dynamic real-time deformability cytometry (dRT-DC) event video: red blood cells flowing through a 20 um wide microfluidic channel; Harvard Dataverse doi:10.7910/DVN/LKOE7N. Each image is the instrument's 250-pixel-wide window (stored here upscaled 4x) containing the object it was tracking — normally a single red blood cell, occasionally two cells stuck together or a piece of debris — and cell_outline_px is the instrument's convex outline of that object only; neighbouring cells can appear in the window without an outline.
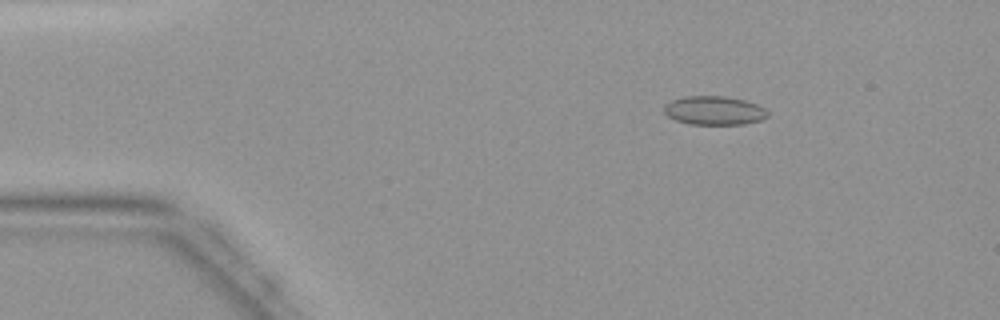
{"species": "common noctule bat (a hibernating species)", "species_latin": "Nyctalus noctula", "temperature_condition": "warm", "stored_images_in_passage": 45, "camera_frame_rate_fps": 3000, "um_per_image_px": 0.085, "animal": {"sex": "female", "body_mass_g": 19.9}, "frame": {"image": 1, "passage_image": 7, "time_ms": 2.0, "image_size_px": [1000, 320], "cell_outline_px": [[768, 116], [764, 120], [744, 124], [688, 124], [676, 120], [668, 116], [664, 112], [664, 104], [672, 100], [684, 96], [724, 96], [744, 100], [756, 104], [764, 108], [768, 112]], "centroid_in_image_um": [60.71, 9.39], "position_along_channel_um": 24.3, "area_um2": 17.46}}
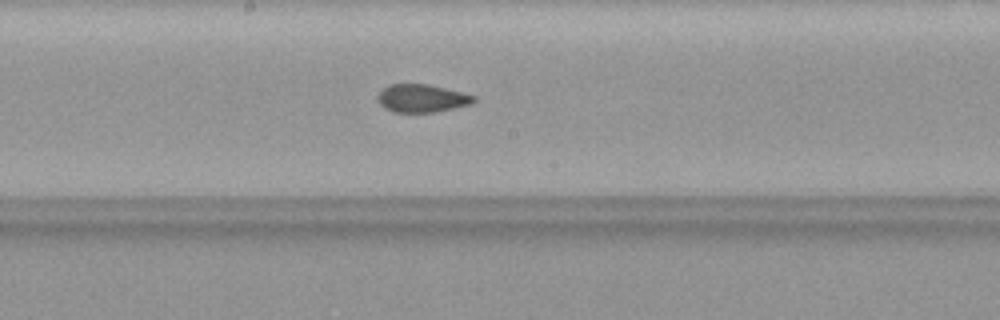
{"frame": {"image": 2, "passage_image": 24, "time_ms": 7.667, "image_size_px": [1000, 320], "cell_outline_px": [[476, 100], [472, 104], [436, 112], [396, 112], [384, 108], [380, 104], [376, 96], [388, 84], [428, 84], [476, 96]], "centroid_in_image_um": [35.86, 8.36], "position_along_channel_um": 212.3, "area_um2": 15.61}}
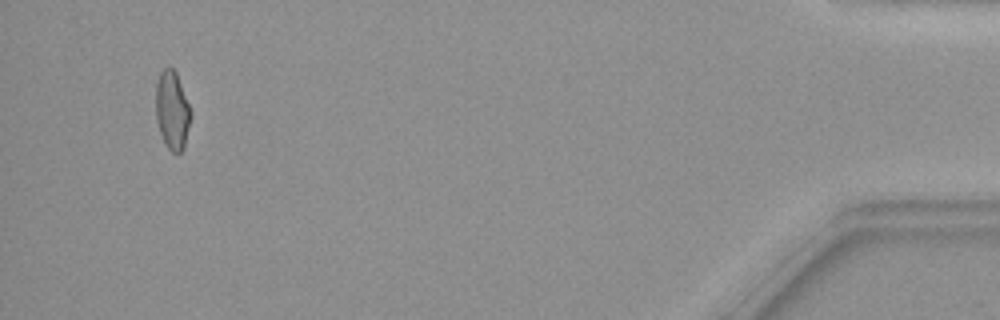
{"frame": {"image": 3, "passage_image": 43, "time_ms": 14.0, "image_size_px": [1000, 320], "cell_outline_px": [[192, 116], [184, 148], [176, 156], [168, 148], [160, 132], [156, 120], [156, 84], [160, 72], [164, 68], [172, 68], [176, 72], [192, 112]], "centroid_in_image_um": [14.65, 9.41], "position_along_channel_um": 420.5, "area_um2": 16.07}}